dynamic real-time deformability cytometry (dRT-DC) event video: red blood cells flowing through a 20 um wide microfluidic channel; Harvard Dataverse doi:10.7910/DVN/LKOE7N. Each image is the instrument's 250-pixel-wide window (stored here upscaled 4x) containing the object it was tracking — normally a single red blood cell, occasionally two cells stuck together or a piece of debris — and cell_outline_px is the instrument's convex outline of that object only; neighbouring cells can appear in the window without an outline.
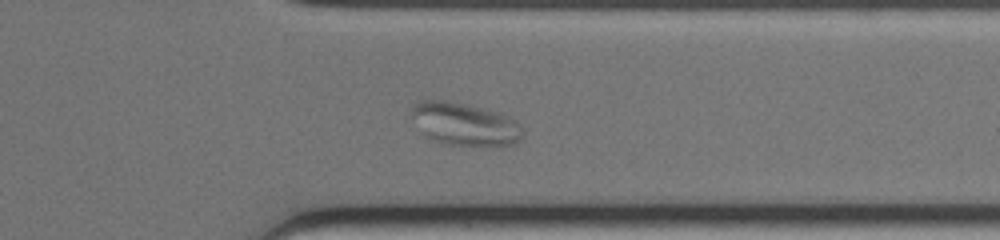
{"species": "common noctule bat (a hibernating species)", "species_latin": "Nyctalus noctula", "temperature_condition": "warm", "stored_images_in_passage": 31, "segment_of_instrument_passage": [2, 2], "camera_frame_rate_fps": 3000, "um_per_image_px": 0.085, "animal": {"sex": "female", "body_mass_g": 19.0, "forearm_length_mm": 51.5}, "frame": {"image": 1, "passage_image": 26, "time_ms": 8.333, "image_size_px": [1000, 240], "cell_outline_px": [[524, 132], [520, 140], [512, 144], [496, 148], [484, 148], [444, 144], [432, 140], [424, 132], [412, 116], [412, 104], [416, 100], [448, 100], [488, 108], [500, 112], [520, 124]], "centroid_in_image_um": [39.56, 10.57], "position_along_channel_um": 371.8, "area_um2": 28.55}}
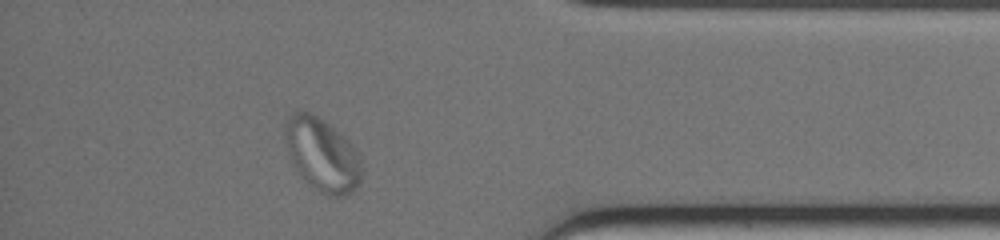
{"frame": {"image": 2, "passage_image": 29, "time_ms": 9.333, "image_size_px": [1000, 240], "cell_outline_px": [[360, 180], [356, 188], [352, 192], [344, 196], [324, 196], [308, 184], [296, 172], [284, 140], [284, 124], [288, 116], [296, 112], [308, 112], [324, 120], [348, 140], [352, 144], [360, 160]], "centroid_in_image_um": [27.34, 13.17], "position_along_channel_um": 407.9, "area_um2": 32.66}}